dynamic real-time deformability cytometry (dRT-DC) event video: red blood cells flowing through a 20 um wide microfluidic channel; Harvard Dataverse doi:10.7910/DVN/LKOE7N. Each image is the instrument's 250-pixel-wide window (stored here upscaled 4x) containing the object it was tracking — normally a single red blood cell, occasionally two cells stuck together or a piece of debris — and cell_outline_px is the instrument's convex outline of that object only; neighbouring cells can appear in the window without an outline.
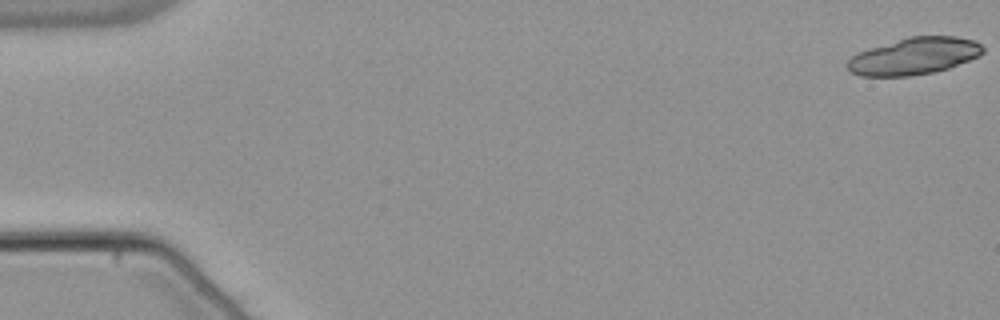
{"species": "common noctule bat (a hibernating species)", "species_latin": "Nyctalus noctula", "temperature_condition": "warm", "stored_images_in_passage": 23, "camera_frame_rate_fps": 3000, "um_per_image_px": 0.085, "animal": {"sex": "male", "body_mass_g": 21.5, "forearm_length_mm": 52.0}, "frame": {"image": 1, "passage_image": 1, "time_ms": 0.0, "image_size_px": [1000, 320], "cell_outline_px": [[984, 52], [980, 56], [948, 68], [932, 72], [912, 76], [860, 76], [852, 72], [844, 64], [852, 56], [860, 52], [908, 36], [956, 36], [972, 40], [980, 44], [984, 48]], "centroid_in_image_um": [77.71, 4.77], "position_along_channel_um": 7.3, "area_um2": 28.96}}